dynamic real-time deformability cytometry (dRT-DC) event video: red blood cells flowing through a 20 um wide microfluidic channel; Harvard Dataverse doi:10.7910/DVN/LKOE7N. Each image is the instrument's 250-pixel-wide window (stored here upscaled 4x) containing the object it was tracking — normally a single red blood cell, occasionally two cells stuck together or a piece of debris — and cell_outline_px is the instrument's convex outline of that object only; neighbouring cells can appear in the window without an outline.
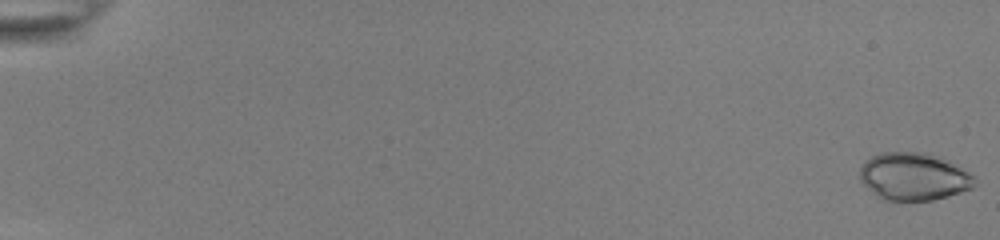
{"species": "common noctule bat (a hibernating species)", "species_latin": "Nyctalus noctula", "temperature_condition": "room temperature", "stored_images_in_passage": 54, "camera_frame_rate_fps": 3000, "um_per_image_px": 0.085, "animal": {"sex": "female", "body_mass_g": 22.0, "forearm_length_mm": 56.7}, "frame": {"image": 1, "passage_image": 1, "time_ms": 0.0, "image_size_px": [1000, 240], "cell_outline_px": [[976, 176], [972, 188], [948, 196], [932, 200], [884, 200], [876, 196], [860, 180], [860, 168], [872, 156], [884, 152], [920, 152], [932, 156], [952, 164]], "centroid_in_image_um": [77.63, 15.03], "position_along_channel_um": 7.4, "area_um2": 31.1}}
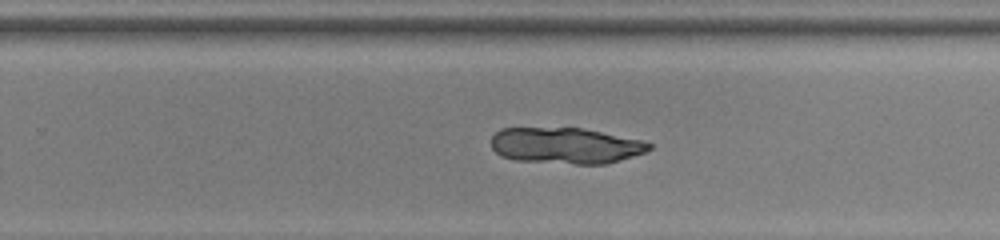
{"frame": {"image": 2, "passage_image": 37, "time_ms": 12.0, "image_size_px": [1000, 240], "cell_outline_px": [[652, 148], [644, 152], [608, 164], [576, 164], [516, 160], [500, 156], [492, 148], [492, 136], [500, 128], [580, 128], [640, 140], [652, 144]], "centroid_in_image_um": [48.04, 12.38], "position_along_channel_um": 281.8, "area_um2": 32.95}}